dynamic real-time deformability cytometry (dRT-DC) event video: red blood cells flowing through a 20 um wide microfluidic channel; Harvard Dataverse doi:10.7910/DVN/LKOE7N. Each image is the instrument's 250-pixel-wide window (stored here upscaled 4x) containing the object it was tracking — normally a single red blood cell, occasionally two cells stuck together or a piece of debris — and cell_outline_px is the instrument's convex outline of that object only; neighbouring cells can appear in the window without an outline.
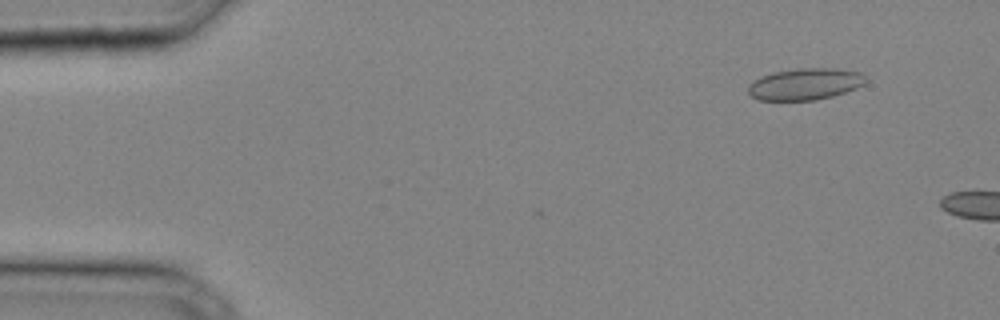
{"species": "common noctule bat (a hibernating species)", "species_latin": "Nyctalus noctula", "temperature_condition": "cold", "stored_images_in_passage": 7, "camera_frame_rate_fps": 3000, "um_per_image_px": 0.085, "animal": {"sex": "male", "body_mass_g": 20.4}, "frame": {"image": 1, "passage_image": 4, "time_ms": 1.0, "image_size_px": [1000, 320], "cell_outline_px": [[868, 80], [864, 84], [856, 88], [832, 96], [816, 100], [756, 100], [748, 92], [748, 84], [752, 80], [760, 76], [772, 72], [800, 68], [836, 68], [860, 72]], "centroid_in_image_um": [68.4, 7.14], "position_along_channel_um": 16.6, "area_um2": 21.85}}